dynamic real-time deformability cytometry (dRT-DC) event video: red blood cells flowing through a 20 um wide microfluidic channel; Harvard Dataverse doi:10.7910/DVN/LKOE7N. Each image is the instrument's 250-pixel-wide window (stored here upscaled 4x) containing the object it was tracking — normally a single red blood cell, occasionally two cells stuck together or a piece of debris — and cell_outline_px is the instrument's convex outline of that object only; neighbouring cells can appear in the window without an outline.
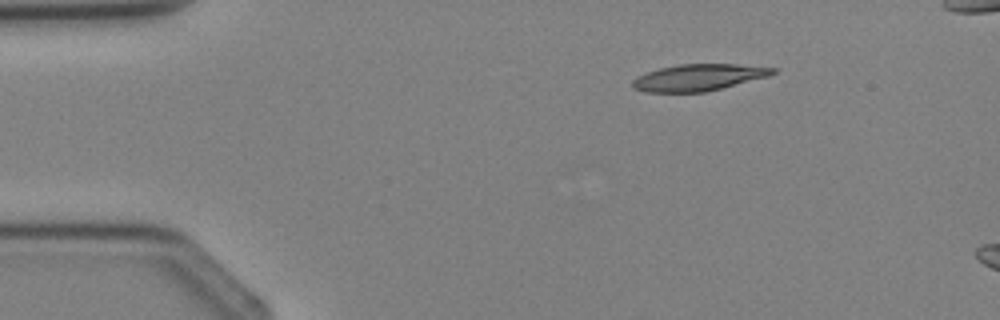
{"species": "Egyptian fruit bat (a non-hibernating species)", "species_latin": "Rousettus aegyptiacus", "temperature_condition": "cold", "stored_images_in_passage": 4, "camera_frame_rate_fps": 3000, "um_per_image_px": 0.085, "animal": {"sex": "female"}, "frame": {"image": 1, "passage_image": 2, "time_ms": 1.333, "image_size_px": [1000, 320], "cell_outline_px": [[776, 72], [768, 76], [704, 92], [644, 92], [632, 88], [632, 80], [636, 76], [644, 72], [660, 68], [680, 64], [736, 64], [776, 68]], "centroid_in_image_um": [59.3, 6.58], "position_along_channel_um": 25.7, "area_um2": 21.68}}